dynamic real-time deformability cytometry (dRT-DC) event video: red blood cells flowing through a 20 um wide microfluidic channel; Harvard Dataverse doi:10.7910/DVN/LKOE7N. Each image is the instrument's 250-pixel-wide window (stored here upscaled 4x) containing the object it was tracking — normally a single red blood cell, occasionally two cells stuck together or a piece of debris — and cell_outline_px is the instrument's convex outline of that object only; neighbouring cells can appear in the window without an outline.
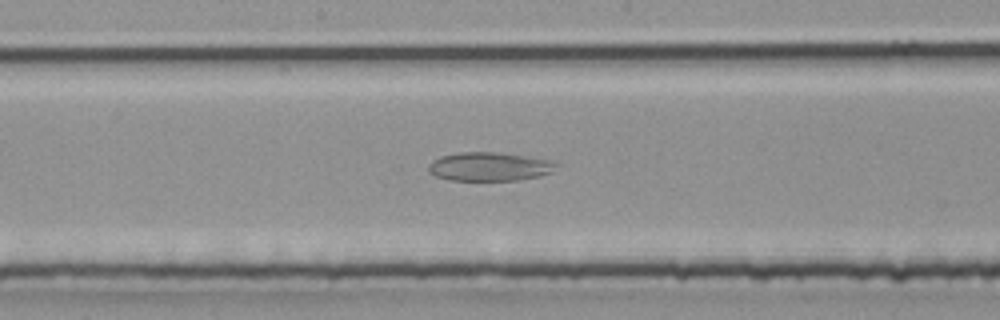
{"species": "common noctule bat (a hibernating species)", "species_latin": "Nyctalus noctula", "temperature_condition": "room temperature", "stored_images_in_passage": 25, "camera_frame_rate_fps": 3000, "um_per_image_px": 0.085, "animal": {"sex": "male", "body_mass_g": 20.4}, "frame": {"image": 1, "passage_image": 9, "time_ms": 2.667, "image_size_px": [1000, 320], "cell_outline_px": [[560, 164], [552, 172], [540, 176], [520, 180], [448, 180], [436, 176], [428, 172], [428, 164], [432, 160], [440, 156], [460, 152], [496, 152], [544, 160]], "centroid_in_image_um": [41.54, 14.17], "position_along_channel_um": 206.7, "area_um2": 21.21}}
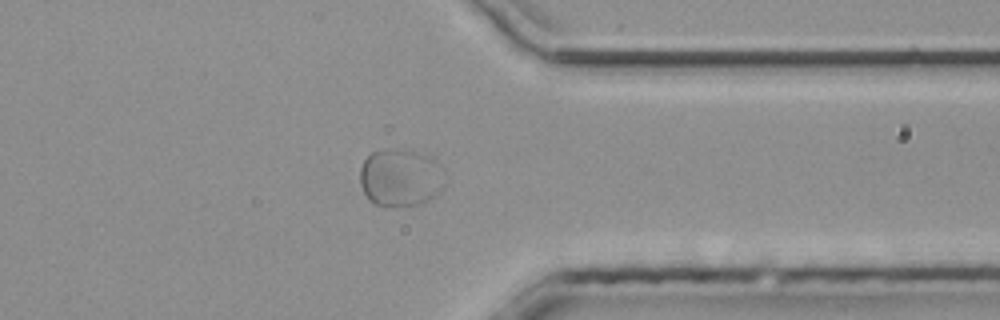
{"frame": {"image": 2, "passage_image": 18, "time_ms": 5.667, "image_size_px": [1000, 320], "cell_outline_px": [[448, 176], [440, 192], [428, 200], [404, 208], [392, 208], [376, 204], [368, 200], [360, 184], [360, 168], [364, 160], [372, 152], [412, 148], [432, 156], [448, 172]], "centroid_in_image_um": [34.11, 15.1], "position_along_channel_um": 377.3, "area_um2": 29.59}}
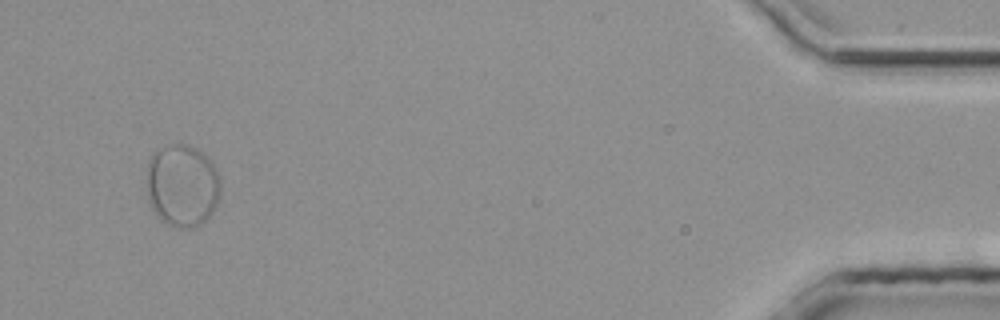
{"frame": {"image": 3, "passage_image": 24, "time_ms": 7.667, "image_size_px": [1000, 320], "cell_outline_px": [[220, 192], [216, 204], [212, 212], [196, 228], [176, 228], [160, 220], [156, 216], [148, 204], [144, 184], [148, 164], [152, 156], [160, 148], [172, 144], [188, 144], [196, 148], [216, 168], [220, 180]], "centroid_in_image_um": [15.43, 15.8], "position_along_channel_um": 419.8, "area_um2": 36.01}}